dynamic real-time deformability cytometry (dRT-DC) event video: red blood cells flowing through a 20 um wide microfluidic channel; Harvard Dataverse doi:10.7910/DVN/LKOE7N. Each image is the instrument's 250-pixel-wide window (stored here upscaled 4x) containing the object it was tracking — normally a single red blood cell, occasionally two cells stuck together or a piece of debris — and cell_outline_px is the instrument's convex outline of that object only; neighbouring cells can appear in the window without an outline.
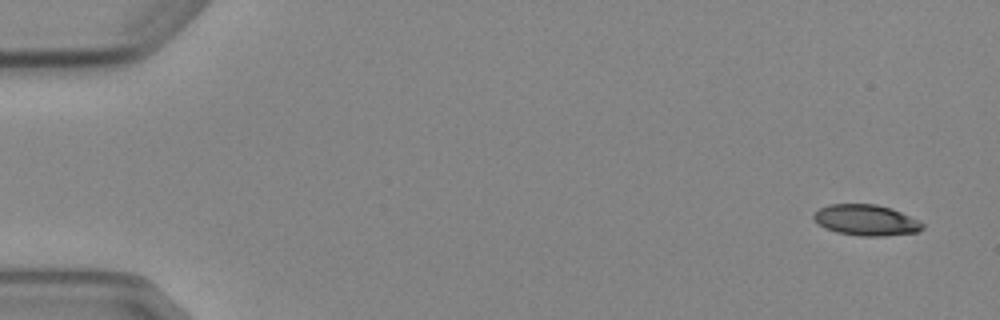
{"species": "Egyptian fruit bat (a non-hibernating species)", "species_latin": "Rousettus aegyptiacus", "temperature_condition": "cold", "stored_images_in_passage": 4, "camera_frame_rate_fps": 3000, "um_per_image_px": 0.085, "animal": {"sex": "female"}, "frame": {"image": 1, "passage_image": 1, "time_ms": 0.0, "image_size_px": [1000, 320], "cell_outline_px": [[924, 228], [916, 232], [884, 236], [860, 236], [836, 232], [824, 228], [812, 216], [820, 208], [828, 204], [876, 204], [892, 208], [924, 224]], "centroid_in_image_um": [73.6, 18.71], "position_along_channel_um": 11.4, "area_um2": 19.42}}
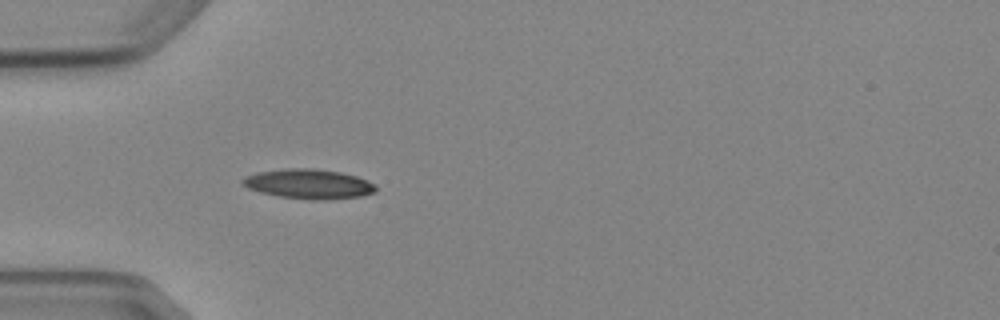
{"frame": {"image": 2, "passage_image": 4, "time_ms": 4.667, "image_size_px": [1000, 320], "cell_outline_px": [[376, 192], [360, 196], [328, 200], [312, 200], [280, 196], [260, 192], [248, 188], [240, 184], [240, 180], [244, 176], [256, 172], [284, 168], [312, 168], [340, 172], [356, 176], [368, 180], [376, 184]], "centroid_in_image_um": [26.22, 15.63], "position_along_channel_um": 58.8, "area_um2": 23.29}}